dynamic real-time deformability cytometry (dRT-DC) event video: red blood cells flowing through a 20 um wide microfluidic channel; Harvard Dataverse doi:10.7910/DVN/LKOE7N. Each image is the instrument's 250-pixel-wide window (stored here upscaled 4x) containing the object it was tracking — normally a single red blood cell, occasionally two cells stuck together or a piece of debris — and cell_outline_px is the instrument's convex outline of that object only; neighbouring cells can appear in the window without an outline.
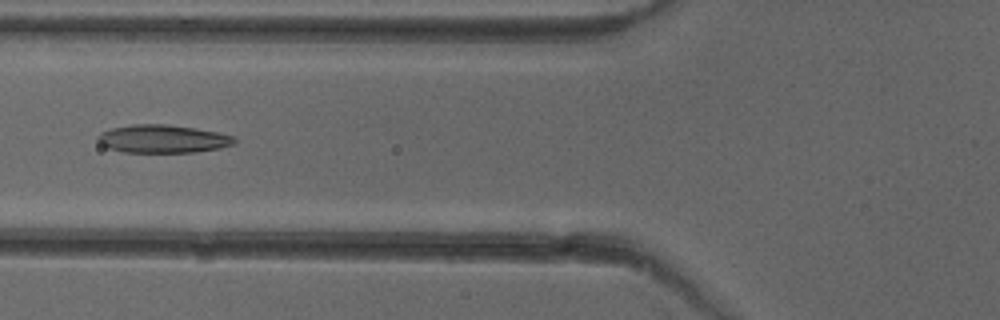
{"species": "common noctule bat (a hibernating species)", "species_latin": "Nyctalus noctula", "temperature_condition": "cold", "stored_images_in_passage": 51, "camera_frame_rate_fps": 3000, "um_per_image_px": 0.085, "animal": {"sex": "female"}, "frame": {"image": 1, "passage_image": 20, "time_ms": 6.333, "image_size_px": [1000, 320], "cell_outline_px": [[236, 144], [220, 148], [196, 152], [124, 152], [108, 148], [100, 144], [96, 140], [96, 136], [100, 132], [112, 128], [132, 124], [168, 124], [196, 128], [236, 136]], "centroid_in_image_um": [13.84, 11.8], "position_along_channel_um": 112.0, "area_um2": 22.6}}
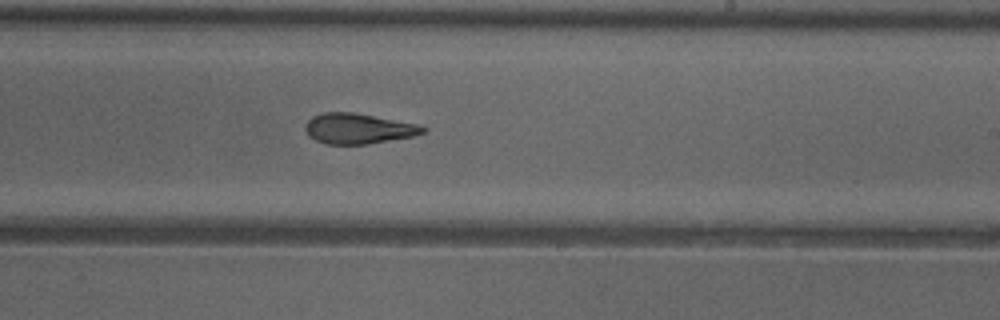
{"frame": {"image": 2, "passage_image": 31, "time_ms": 10.0, "image_size_px": [1000, 320], "cell_outline_px": [[428, 128], [424, 132], [412, 136], [368, 144], [324, 144], [308, 136], [304, 128], [304, 124], [312, 116], [324, 112], [352, 112], [420, 124]], "centroid_in_image_um": [30.43, 10.92], "position_along_channel_um": 258.6, "area_um2": 20.92}}
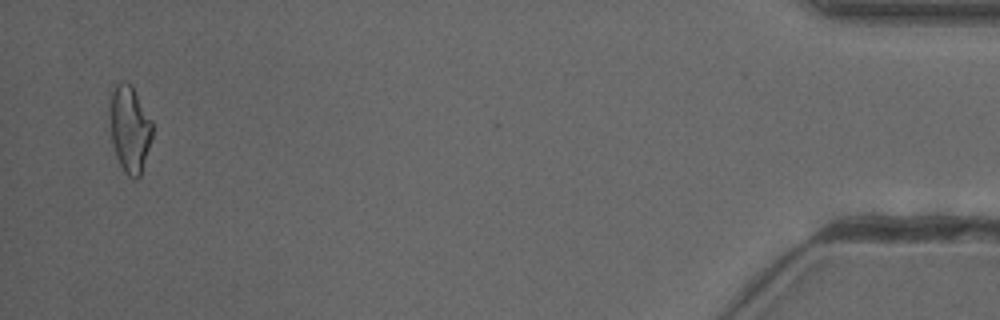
{"frame": {"image": 3, "passage_image": 50, "time_ms": 16.333, "image_size_px": [1000, 320], "cell_outline_px": [[152, 136], [140, 176], [136, 180], [132, 180], [124, 172], [116, 156], [112, 144], [108, 116], [112, 92], [116, 84], [120, 80], [124, 80], [132, 84], [152, 120]], "centroid_in_image_um": [11.0, 10.93], "position_along_channel_um": 424.2, "area_um2": 21.91}, "authors_computed_cell_mechanics": {"area_um2": 21.8484, "velocity_mm_per_s": 3.9824, "shape_relaxation_time_tau1_ms": 6.288, "shape_relaxation_time_tau2_ms": 2.2038, "deformation_change_tau1": 0.1653, "deformation_change_tau2": 0.108}}